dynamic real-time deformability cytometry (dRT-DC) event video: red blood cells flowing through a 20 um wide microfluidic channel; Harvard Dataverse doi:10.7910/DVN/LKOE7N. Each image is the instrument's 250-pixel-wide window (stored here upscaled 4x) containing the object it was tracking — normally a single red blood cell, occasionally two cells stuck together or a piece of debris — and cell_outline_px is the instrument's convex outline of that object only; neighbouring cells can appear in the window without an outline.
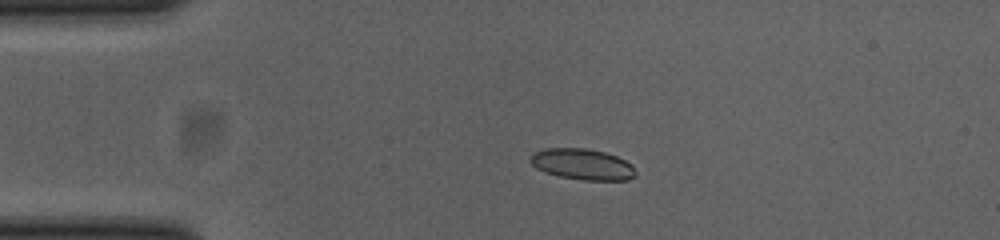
{"species": "common noctule bat (a hibernating species)", "species_latin": "Nyctalus noctula", "temperature_condition": "cold", "stored_images_in_passage": 42, "camera_frame_rate_fps": 3000, "um_per_image_px": 0.085, "animal": {"sex": "female", "body_mass_g": 23.0, "forearm_length_mm": 53.4}, "frame": {"image": 1, "passage_image": 1, "time_ms": 0.0, "image_size_px": [1000, 240], "cell_outline_px": [[636, 176], [628, 180], [584, 180], [560, 176], [544, 172], [536, 168], [528, 160], [532, 152], [544, 148], [584, 148], [604, 152], [616, 156], [632, 164], [636, 172]], "centroid_in_image_um": [49.48, 13.96], "position_along_channel_um": 35.5, "area_um2": 19.13}}
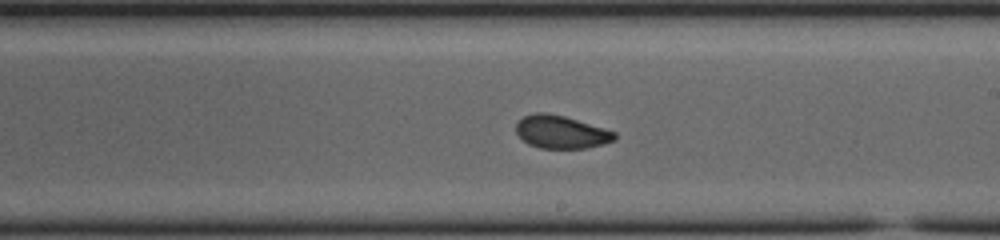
{"frame": {"image": 2, "passage_image": 20, "time_ms": 6.333, "image_size_px": [1000, 240], "cell_outline_px": [[616, 140], [588, 148], [540, 148], [528, 144], [516, 132], [516, 124], [524, 116], [536, 112], [544, 112], [564, 116], [604, 128], [616, 132]], "centroid_in_image_um": [47.7, 11.22], "position_along_channel_um": 241.3, "area_um2": 18.79}}
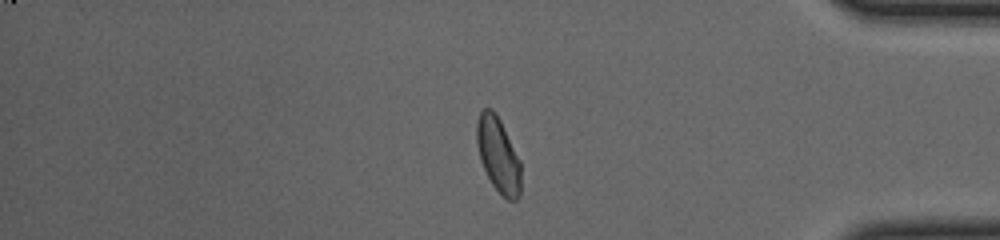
{"frame": {"image": 3, "passage_image": 34, "time_ms": 11.0, "image_size_px": [1000, 240], "cell_outline_px": [[520, 196], [516, 200], [508, 200], [492, 184], [480, 160], [476, 140], [476, 124], [480, 112], [484, 108], [492, 108], [496, 112], [520, 160]], "centroid_in_image_um": [42.34, 13.13], "position_along_channel_um": 392.9, "area_um2": 19.13}, "authors_computed_cell_mechanics": {"area_um2": 19.3341, "velocity_mm_per_s": 3.8502, "shape_relaxation_time_tau1_ms": 10.3378, "shape_relaxation_time_tau2_ms": 1.4995, "deformation_change_tau1": 0.1894, "deformation_change_tau2": 0.0373}}